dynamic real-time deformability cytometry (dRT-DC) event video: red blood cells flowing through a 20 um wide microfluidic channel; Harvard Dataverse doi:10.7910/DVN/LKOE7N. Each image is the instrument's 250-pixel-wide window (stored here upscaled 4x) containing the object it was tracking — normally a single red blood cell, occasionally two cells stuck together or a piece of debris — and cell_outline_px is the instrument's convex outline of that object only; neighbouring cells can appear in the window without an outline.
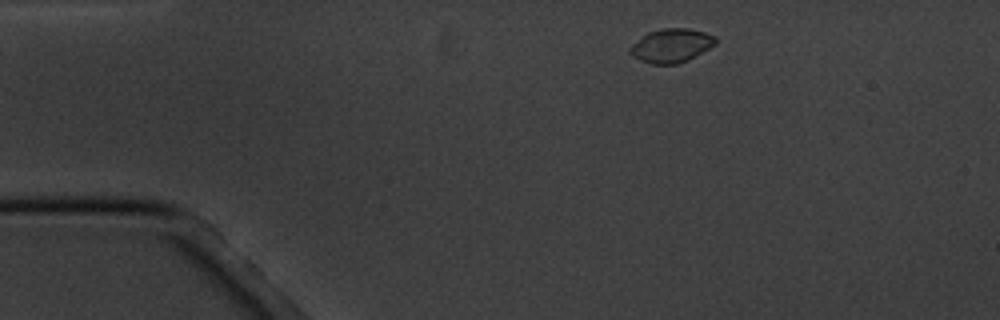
{"species": "common noctule bat (a hibernating species)", "species_latin": "Nyctalus noctula", "temperature_condition": "cold", "stored_images_in_passage": 3, "camera_frame_rate_fps": 3000, "um_per_image_px": 0.085, "animal": {"sex": "male", "body_mass_g": 20.1, "forearm_length_mm": 53.5}, "frame": {"image": 1, "passage_image": 1, "time_ms": 0.0, "image_size_px": [1000, 320], "cell_outline_px": [[716, 44], [688, 60], [676, 64], [652, 64], [640, 60], [632, 56], [628, 52], [628, 48], [632, 44], [648, 32], [664, 28], [688, 28], [704, 32], [716, 36]], "centroid_in_image_um": [57.05, 3.87], "position_along_channel_um": 28.0, "area_um2": 16.82}}
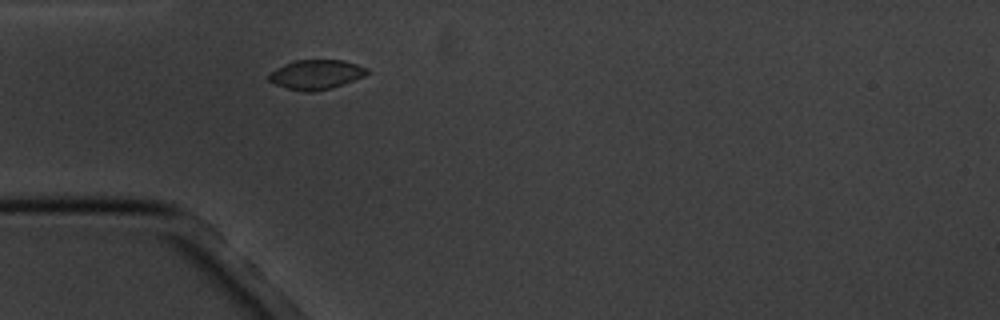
{"frame": {"image": 2, "passage_image": 3, "time_ms": 2.333, "image_size_px": [1000, 320], "cell_outline_px": [[368, 72], [364, 76], [328, 88], [312, 92], [304, 92], [288, 88], [276, 84], [268, 80], [268, 72], [292, 60], [344, 60], [368, 68]], "centroid_in_image_um": [26.82, 6.31], "position_along_channel_um": 58.2, "area_um2": 16.7}}